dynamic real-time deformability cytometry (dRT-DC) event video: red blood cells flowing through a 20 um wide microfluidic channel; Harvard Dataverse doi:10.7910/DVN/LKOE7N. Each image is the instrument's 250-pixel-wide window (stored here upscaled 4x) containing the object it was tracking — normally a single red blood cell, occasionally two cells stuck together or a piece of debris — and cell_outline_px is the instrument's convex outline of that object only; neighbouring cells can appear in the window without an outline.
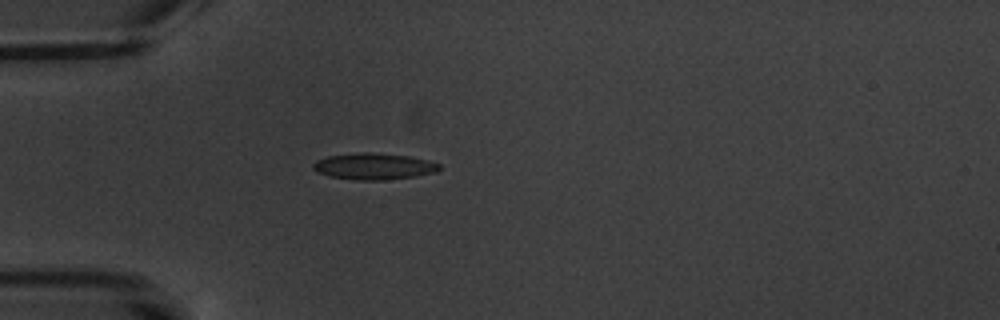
{"species": "common noctule bat (a hibernating species)", "species_latin": "Nyctalus noctula", "temperature_condition": "warm", "stored_images_in_passage": 6, "camera_frame_rate_fps": 3000, "um_per_image_px": 0.085, "animal": {"sex": "male", "body_mass_g": 20.1, "forearm_length_mm": 53.5}, "frame": {"image": 1, "passage_image": 5, "time_ms": 5.0, "image_size_px": [1000, 320], "cell_outline_px": [[440, 168], [436, 172], [416, 176], [384, 180], [356, 180], [328, 176], [316, 172], [312, 168], [312, 164], [316, 160], [328, 156], [364, 152], [368, 152], [408, 156], [428, 160], [440, 164]], "centroid_in_image_um": [31.75, 14.15], "position_along_channel_um": 53.2, "area_um2": 19.42}}